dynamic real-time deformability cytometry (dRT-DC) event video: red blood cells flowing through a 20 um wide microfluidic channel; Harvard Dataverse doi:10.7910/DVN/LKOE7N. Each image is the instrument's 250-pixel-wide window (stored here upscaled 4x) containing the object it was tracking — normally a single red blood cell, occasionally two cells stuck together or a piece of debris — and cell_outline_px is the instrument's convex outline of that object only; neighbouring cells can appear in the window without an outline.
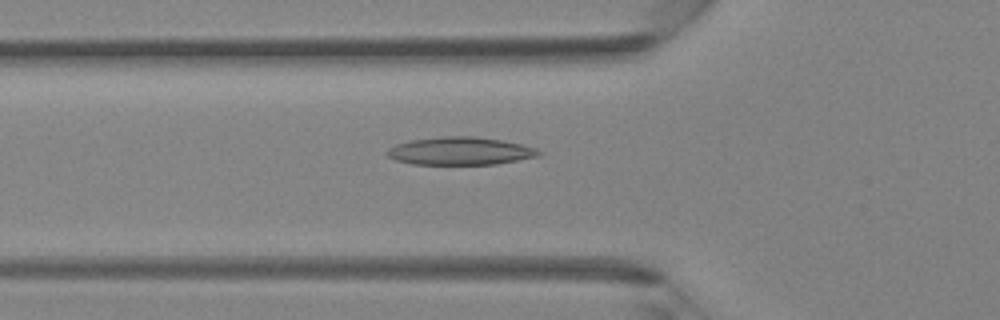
{"species": "Egyptian fruit bat (a non-hibernating species)", "species_latin": "Rousettus aegyptiacus", "temperature_condition": "room temperature", "stored_images_in_passage": 42, "camera_frame_rate_fps": 3000, "um_per_image_px": 0.085, "animal": {"sex": "female"}, "frame": {"image": 1, "passage_image": 15, "time_ms": 4.667, "image_size_px": [1000, 320], "cell_outline_px": [[544, 152], [540, 156], [496, 164], [412, 164], [396, 160], [388, 156], [384, 152], [388, 148], [396, 144], [412, 140], [440, 136], [472, 136], [500, 140], [520, 144], [536, 148]], "centroid_in_image_um": [39.12, 12.84], "position_along_channel_um": 86.7, "area_um2": 24.62}}
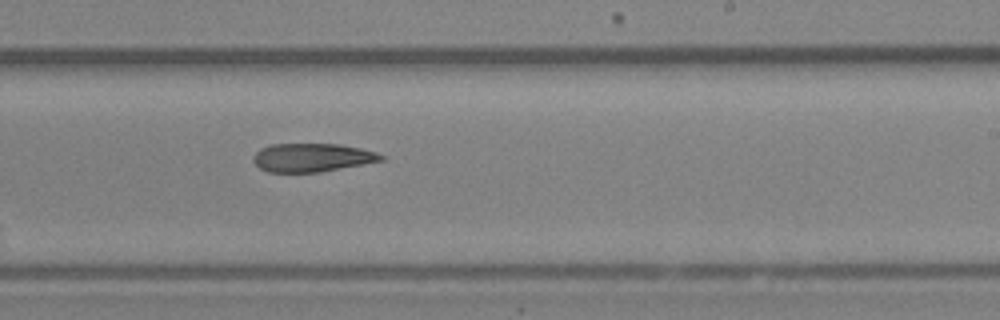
{"frame": {"image": 2, "passage_image": 26, "time_ms": 8.333, "image_size_px": [1000, 320], "cell_outline_px": [[384, 160], [320, 172], [268, 172], [260, 168], [252, 160], [252, 156], [260, 148], [268, 144], [340, 144], [360, 148], [376, 152], [384, 156]], "centroid_in_image_um": [26.49, 13.38], "position_along_channel_um": 262.5, "area_um2": 21.21}}
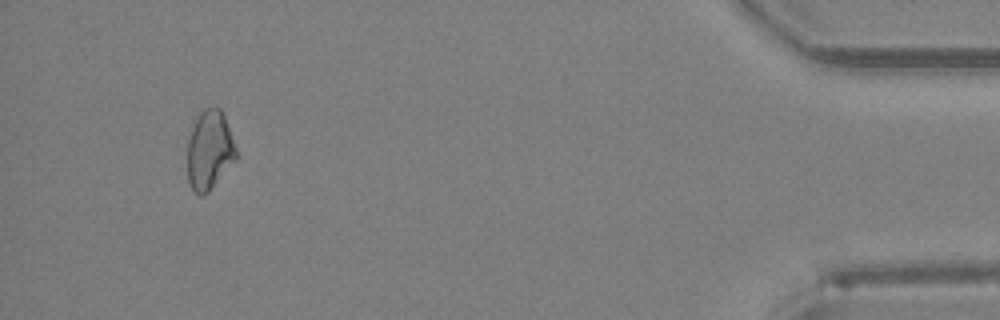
{"frame": {"image": 3, "passage_image": 40, "time_ms": 13.0, "image_size_px": [1000, 320], "cell_outline_px": [[236, 160], [208, 192], [204, 196], [200, 196], [192, 188], [188, 180], [188, 140], [192, 128], [200, 112], [204, 108], [220, 108], [224, 112], [236, 148]], "centroid_in_image_um": [17.82, 12.76], "position_along_channel_um": 417.4, "area_um2": 22.37}}